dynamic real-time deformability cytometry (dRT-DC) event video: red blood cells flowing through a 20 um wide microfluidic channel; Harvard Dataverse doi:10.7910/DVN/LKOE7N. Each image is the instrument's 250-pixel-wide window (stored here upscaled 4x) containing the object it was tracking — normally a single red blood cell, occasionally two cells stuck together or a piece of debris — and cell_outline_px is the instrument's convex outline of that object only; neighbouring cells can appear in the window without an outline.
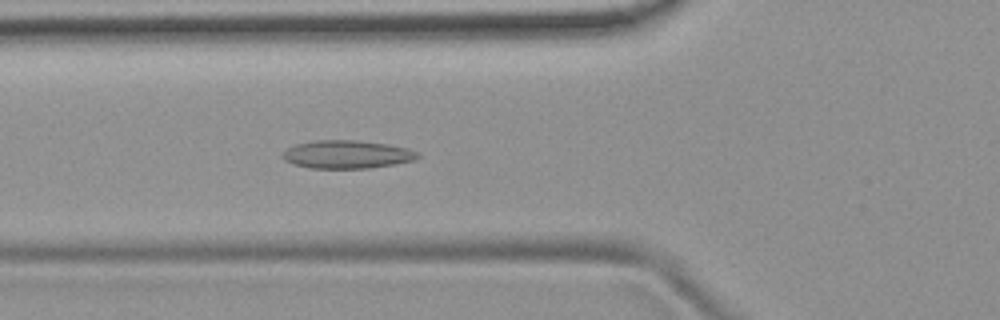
{"species": "common noctule bat (a hibernating species)", "species_latin": "Nyctalus noctula", "temperature_condition": "room temperature", "stored_images_in_passage": 5, "camera_frame_rate_fps": 3000, "um_per_image_px": 0.085, "animal": {"sex": "female", "body_mass_g": 19.9}, "frame": {"image": 1, "passage_image": 5, "time_ms": 4.667, "image_size_px": [1000, 320], "cell_outline_px": [[420, 156], [416, 160], [368, 168], [308, 168], [292, 164], [284, 160], [280, 156], [288, 148], [296, 144], [316, 140], [356, 140], [388, 144], [408, 148], [420, 152]], "centroid_in_image_um": [29.5, 13.12], "position_along_channel_um": 96.3, "area_um2": 22.25}}